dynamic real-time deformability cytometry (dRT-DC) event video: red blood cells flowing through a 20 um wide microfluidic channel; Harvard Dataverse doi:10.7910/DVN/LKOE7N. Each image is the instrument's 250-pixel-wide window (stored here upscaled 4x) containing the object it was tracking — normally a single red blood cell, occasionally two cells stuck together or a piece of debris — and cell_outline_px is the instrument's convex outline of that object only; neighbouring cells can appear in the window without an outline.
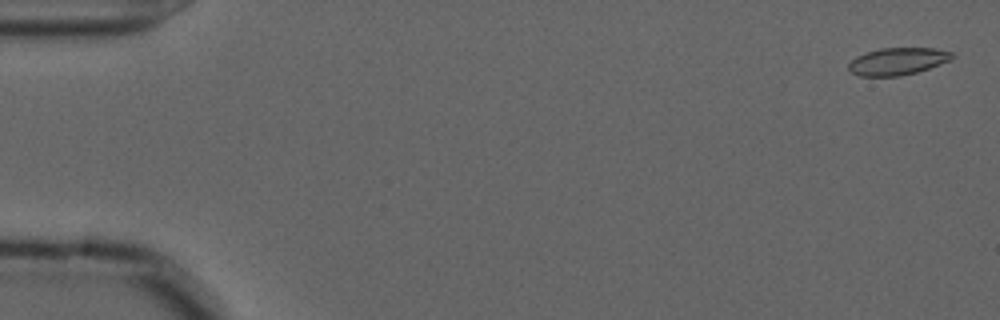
{"species": "common noctule bat (a hibernating species)", "species_latin": "Nyctalus noctula", "temperature_condition": "cold", "stored_images_in_passage": 56, "camera_frame_rate_fps": 3000, "um_per_image_px": 0.085, "animal": {"sex": "male", "forearm_length_mm": 52.5}, "frame": {"image": 1, "passage_image": 2, "time_ms": 0.333, "image_size_px": [1000, 320], "cell_outline_px": [[956, 56], [952, 60], [916, 72], [900, 76], [860, 76], [852, 72], [848, 68], [848, 64], [856, 56], [880, 48], [936, 48], [952, 52]], "centroid_in_image_um": [76.33, 5.2], "position_along_channel_um": 8.7, "area_um2": 16.42}}
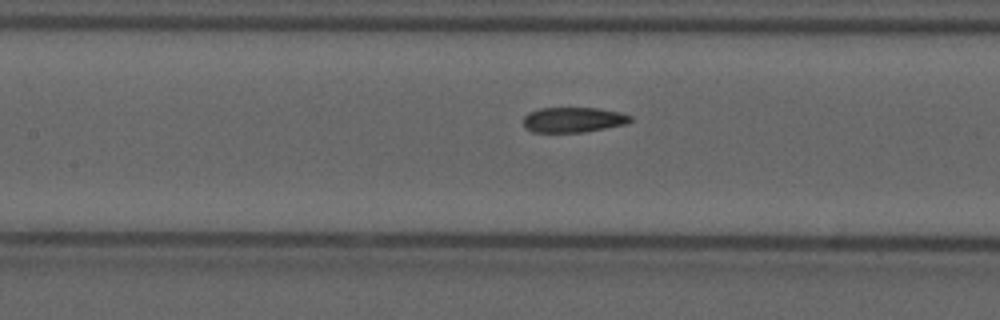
{"frame": {"image": 2, "passage_image": 26, "time_ms": 8.333, "image_size_px": [1000, 320], "cell_outline_px": [[632, 120], [624, 124], [584, 132], [532, 132], [524, 128], [524, 116], [528, 112], [540, 108], [600, 108], [620, 112], [632, 116]], "centroid_in_image_um": [48.7, 10.17], "position_along_channel_um": 158.7, "area_um2": 15.72}}
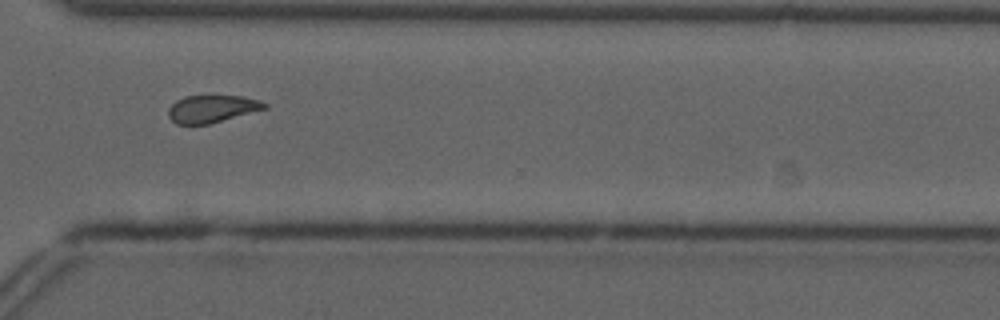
{"frame": {"image": 3, "passage_image": 42, "time_ms": 13.667, "image_size_px": [1000, 320], "cell_outline_px": [[268, 108], [208, 124], [176, 124], [168, 116], [168, 108], [176, 100], [184, 96], [212, 92], [240, 96], [260, 100], [268, 104]], "centroid_in_image_um": [18.01, 9.18], "position_along_channel_um": 352.6, "area_um2": 16.13}, "authors_computed_cell_mechanics": {"area_um2": 16.6464, "velocity_mm_per_s": 3.6395, "shape_relaxation_time_tau1_ms": 9.0682, "shape_relaxation_time_tau2_ms": 2.2436, "deformation_change_tau1": 0.1654, "deformation_change_tau2": 0.0834}}